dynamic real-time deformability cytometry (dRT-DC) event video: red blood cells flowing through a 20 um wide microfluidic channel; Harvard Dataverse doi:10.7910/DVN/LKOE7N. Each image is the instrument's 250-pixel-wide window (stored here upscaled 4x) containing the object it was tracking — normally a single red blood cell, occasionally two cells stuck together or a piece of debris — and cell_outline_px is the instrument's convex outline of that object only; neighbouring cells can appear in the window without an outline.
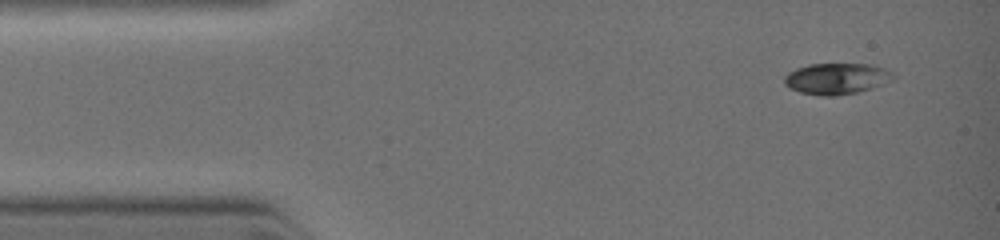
{"species": "common noctule bat (a hibernating species)", "species_latin": "Nyctalus noctula", "temperature_condition": "warm", "stored_images_in_passage": 59, "camera_frame_rate_fps": 3000, "um_per_image_px": 0.085, "animal": {"sex": "female", "body_mass_g": 19.0, "forearm_length_mm": 51.5}, "frame": {"image": 1, "passage_image": 1, "time_ms": 0.0, "image_size_px": [1000, 240], "cell_outline_px": [[896, 76], [892, 80], [884, 84], [872, 88], [856, 92], [836, 96], [820, 96], [800, 92], [784, 84], [784, 76], [788, 72], [796, 68], [808, 64], [872, 64], [884, 68], [892, 72]], "centroid_in_image_um": [71.12, 6.68], "position_along_channel_um": 13.9, "area_um2": 19.88}}
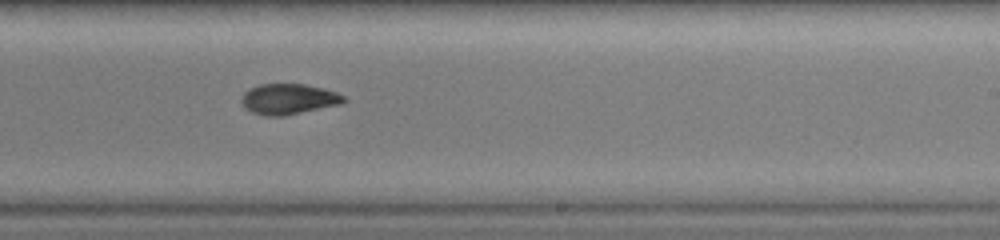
{"frame": {"image": 2, "passage_image": 35, "time_ms": 6.0, "image_size_px": [1000, 240], "cell_outline_px": [[348, 100], [340, 104], [284, 116], [268, 116], [252, 112], [240, 100], [244, 92], [260, 84], [304, 84], [324, 88], [336, 92], [344, 96]], "centroid_in_image_um": [24.56, 8.41], "position_along_channel_um": 264.4, "area_um2": 18.03}}
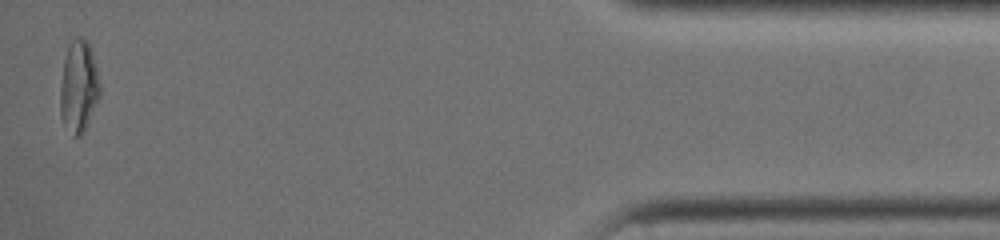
{"frame": {"image": 3, "passage_image": 56, "time_ms": 10.333, "image_size_px": [1000, 240], "cell_outline_px": [[100, 92], [84, 128], [80, 136], [72, 136], [64, 124], [60, 112], [60, 88], [64, 60], [68, 48], [72, 40], [88, 40], [96, 68], [100, 88]], "centroid_in_image_um": [6.66, 7.37], "position_along_channel_um": 428.5, "area_um2": 20.35}}